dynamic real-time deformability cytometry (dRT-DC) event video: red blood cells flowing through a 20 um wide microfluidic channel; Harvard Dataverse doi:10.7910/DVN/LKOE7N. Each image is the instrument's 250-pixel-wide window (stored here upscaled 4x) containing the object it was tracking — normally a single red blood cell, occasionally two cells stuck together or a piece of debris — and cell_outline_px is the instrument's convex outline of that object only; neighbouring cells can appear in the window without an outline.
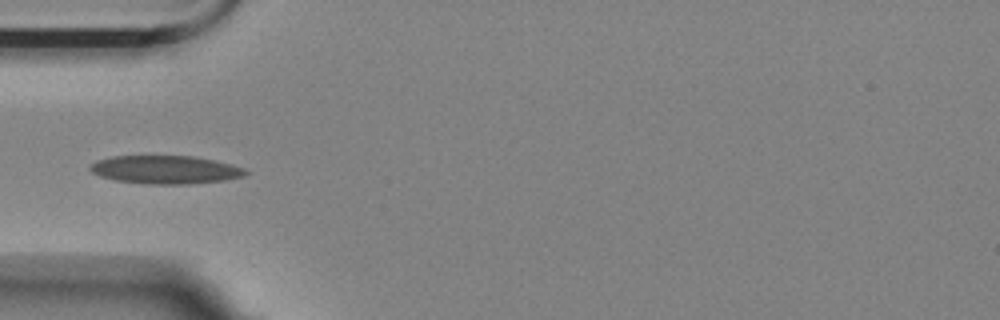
{"species": "Egyptian fruit bat (a non-hibernating species)", "species_latin": "Rousettus aegyptiacus", "temperature_condition": "room temperature", "stored_images_in_passage": 3, "camera_frame_rate_fps": 3000, "um_per_image_px": 0.085, "animal": {"sex": "female"}, "frame": {"image": 1, "passage_image": 3, "time_ms": 0.667, "image_size_px": [1000, 320], "cell_outline_px": [[248, 172], [244, 176], [224, 180], [188, 184], [144, 184], [112, 180], [100, 176], [92, 172], [88, 168], [96, 160], [112, 156], [192, 156], [232, 164], [244, 168]], "centroid_in_image_um": [14.02, 14.43], "position_along_channel_um": 71.0, "area_um2": 25.61}}